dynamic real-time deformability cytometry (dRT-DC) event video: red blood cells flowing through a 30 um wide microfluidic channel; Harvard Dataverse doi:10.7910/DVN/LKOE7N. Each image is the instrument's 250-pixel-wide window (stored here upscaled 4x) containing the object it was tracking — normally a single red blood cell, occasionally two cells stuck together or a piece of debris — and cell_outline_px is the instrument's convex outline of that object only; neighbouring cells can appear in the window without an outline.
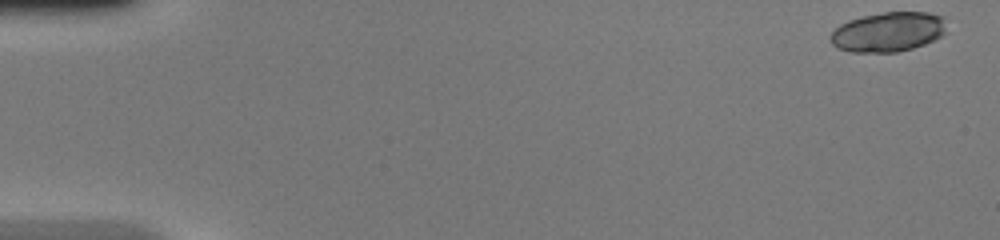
{"species": "common noctule bat (a hibernating species)", "species_latin": "Nyctalus noctula", "temperature_condition": "warm", "stored_images_in_passage": 48, "camera_frame_rate_fps": 3000, "um_per_image_px": 0.085, "animal": {"sex": "female", "body_mass_g": 20.0, "forearm_length_mm": 54.0}, "frame": {"image": 1, "passage_image": 1, "time_ms": 0.0, "image_size_px": [1000, 240], "cell_outline_px": [[944, 32], [940, 36], [924, 44], [912, 48], [896, 52], [848, 52], [836, 48], [832, 44], [828, 36], [840, 24], [848, 20], [864, 16], [884, 12], [928, 12], [944, 16]], "centroid_in_image_um": [75.44, 2.71], "position_along_channel_um": 9.6, "area_um2": 26.82}}
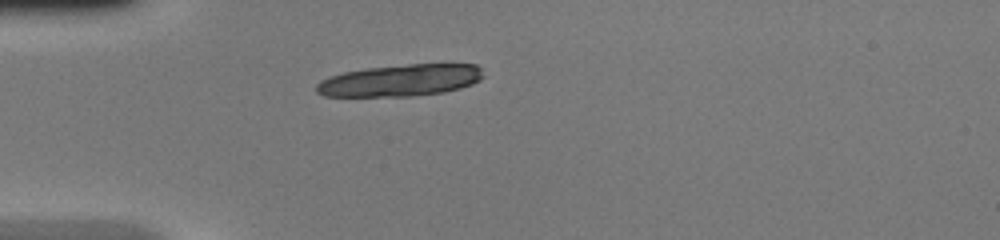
{"frame": {"image": 2, "passage_image": 14, "time_ms": 4.333, "image_size_px": [1000, 240], "cell_outline_px": [[484, 76], [480, 80], [472, 84], [460, 88], [444, 92], [412, 96], [324, 96], [316, 92], [316, 84], [320, 80], [328, 76], [344, 72], [368, 68], [408, 64], [476, 64], [480, 68]], "centroid_in_image_um": [34.02, 6.83], "position_along_channel_um": 51.0, "area_um2": 30.98}}